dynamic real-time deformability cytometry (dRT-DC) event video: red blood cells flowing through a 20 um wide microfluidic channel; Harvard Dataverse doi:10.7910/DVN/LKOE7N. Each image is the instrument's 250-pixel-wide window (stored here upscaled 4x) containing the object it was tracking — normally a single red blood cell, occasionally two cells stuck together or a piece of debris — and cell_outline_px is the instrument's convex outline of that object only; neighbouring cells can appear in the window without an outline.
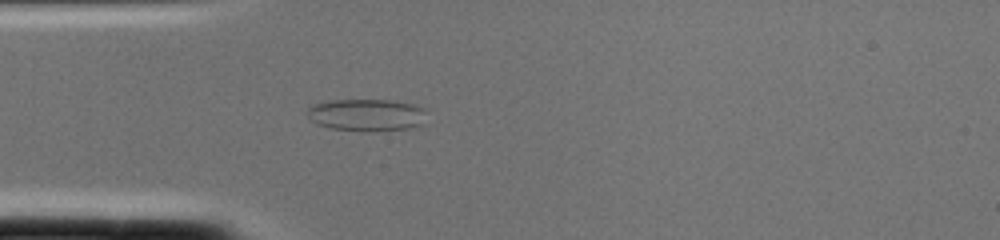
{"species": "common noctule bat (a hibernating species)", "species_latin": "Nyctalus noctula", "temperature_condition": "cold", "stored_images_in_passage": 2, "camera_frame_rate_fps": 3000, "um_per_image_px": 0.085, "animal": {"sex": "female", "body_mass_g": 22.0, "forearm_length_mm": 56.7}, "frame": {"image": 1, "passage_image": 2, "time_ms": 0.333, "image_size_px": [1000, 240], "cell_outline_px": [[428, 108], [424, 124], [412, 128], [332, 128], [316, 124], [308, 116], [308, 108], [316, 104], [328, 100], [396, 100]], "centroid_in_image_um": [31.24, 9.71], "position_along_channel_um": 53.8, "area_um2": 21.62}}